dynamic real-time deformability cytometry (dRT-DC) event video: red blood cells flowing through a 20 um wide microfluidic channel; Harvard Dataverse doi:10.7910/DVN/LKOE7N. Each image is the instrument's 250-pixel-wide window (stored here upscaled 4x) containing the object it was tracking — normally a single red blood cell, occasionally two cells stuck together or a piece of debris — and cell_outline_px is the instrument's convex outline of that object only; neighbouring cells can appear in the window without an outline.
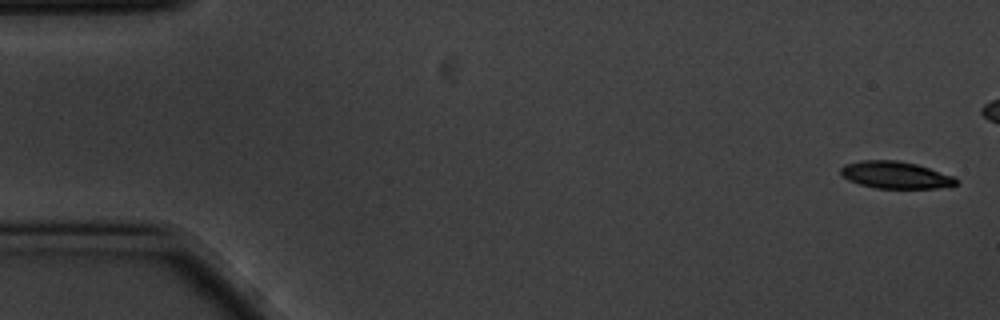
{"species": "common noctule bat (a hibernating species)", "species_latin": "Nyctalus noctula", "temperature_condition": "cold", "stored_images_in_passage": 4, "camera_frame_rate_fps": 3000, "um_per_image_px": 0.085, "animal": {"sex": "male", "body_mass_g": 20.1, "forearm_length_mm": 53.5}, "frame": {"image": 1, "passage_image": 1, "time_ms": 0.0, "image_size_px": [1000, 320], "cell_outline_px": [[960, 180], [952, 188], [876, 188], [860, 184], [848, 180], [840, 176], [840, 168], [844, 164], [860, 160], [896, 160], [916, 164], [952, 176]], "centroid_in_image_um": [76.1, 14.88], "position_along_channel_um": 8.9, "area_um2": 18.38}}
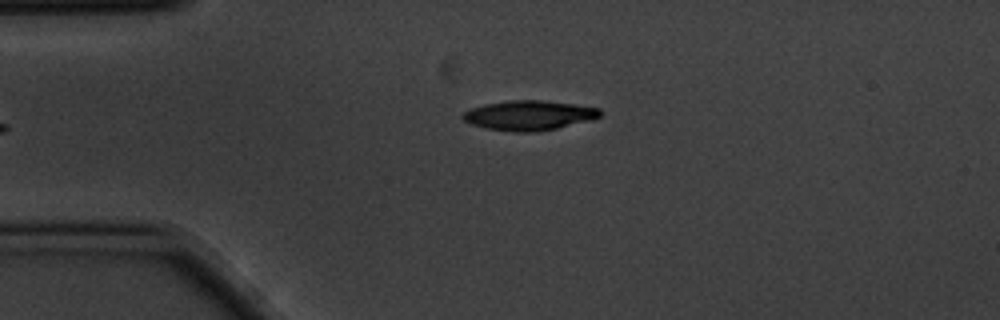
{"frame": {"image": 2, "passage_image": 4, "time_ms": 1.0, "image_size_px": [1000, 320], "cell_outline_px": [[600, 116], [592, 120], [556, 128], [536, 132], [512, 132], [484, 128], [472, 124], [464, 120], [460, 116], [464, 112], [472, 108], [484, 104], [508, 100], [540, 100], [572, 104], [600, 108]], "centroid_in_image_um": [44.94, 9.81], "position_along_channel_um": 40.1, "area_um2": 23.76}}